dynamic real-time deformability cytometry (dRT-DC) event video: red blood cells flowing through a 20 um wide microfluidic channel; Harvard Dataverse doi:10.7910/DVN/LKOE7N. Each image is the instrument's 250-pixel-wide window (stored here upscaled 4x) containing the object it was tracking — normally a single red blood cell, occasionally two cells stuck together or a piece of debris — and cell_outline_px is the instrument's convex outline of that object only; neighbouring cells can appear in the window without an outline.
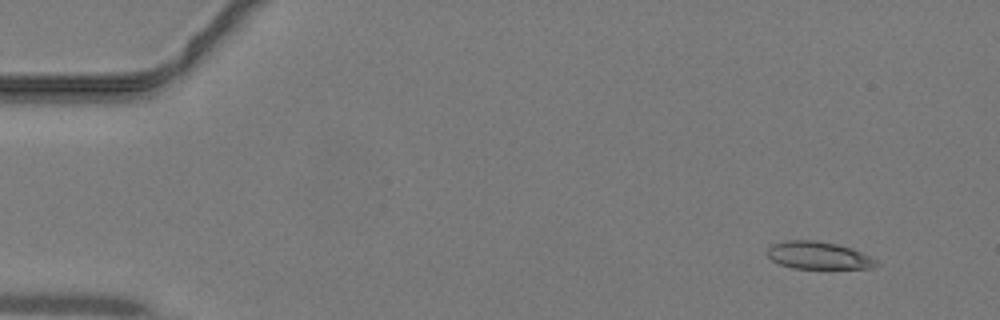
{"species": "common noctule bat (a hibernating species)", "species_latin": "Nyctalus noctula", "temperature_condition": "warm", "stored_images_in_passage": 41, "camera_frame_rate_fps": 3000, "um_per_image_px": 0.085, "animal": {"sex": "male", "body_mass_g": 19.2, "forearm_length_mm": 51.8}, "frame": {"image": 1, "passage_image": 1, "time_ms": 0.0, "image_size_px": [1000, 320], "cell_outline_px": [[880, 264], [872, 268], [792, 268], [780, 264], [772, 260], [768, 256], [768, 248], [772, 244], [784, 240], [816, 240], [836, 244], [852, 248], [876, 260]], "centroid_in_image_um": [69.55, 21.7], "position_along_channel_um": 15.5, "area_um2": 17.34}}
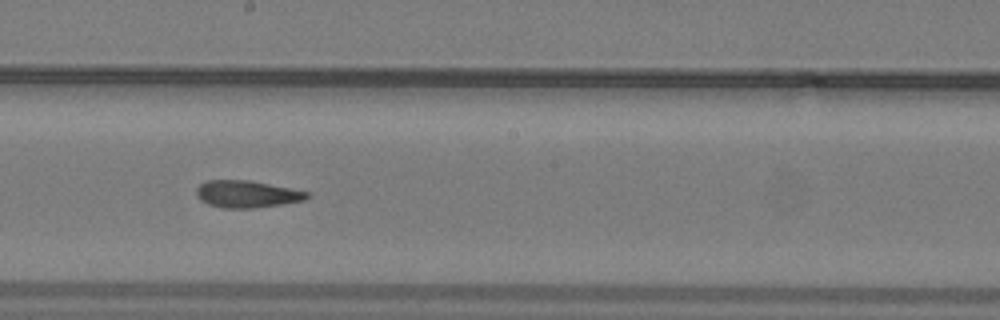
{"frame": {"image": 2, "passage_image": 22, "time_ms": 7.0, "image_size_px": [1000, 320], "cell_outline_px": [[312, 196], [304, 200], [280, 204], [252, 208], [224, 208], [208, 204], [200, 200], [196, 192], [196, 188], [200, 184], [208, 180], [248, 180], [308, 192]], "centroid_in_image_um": [20.96, 16.5], "position_along_channel_um": 227.2, "area_um2": 17.22}}
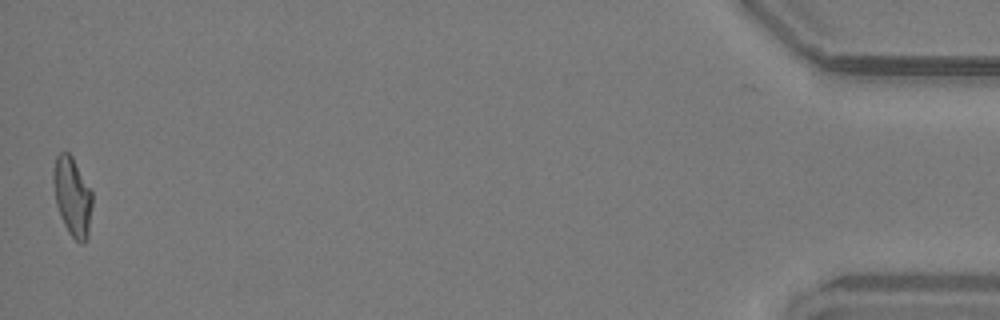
{"frame": {"image": 3, "passage_image": 41, "time_ms": 13.333, "image_size_px": [1000, 320], "cell_outline_px": [[92, 204], [88, 236], [84, 244], [80, 244], [68, 232], [60, 216], [56, 204], [52, 180], [52, 172], [56, 156], [60, 152], [68, 152], [72, 156], [92, 192]], "centroid_in_image_um": [6.14, 16.71], "position_along_channel_um": 429.1, "area_um2": 17.98}}